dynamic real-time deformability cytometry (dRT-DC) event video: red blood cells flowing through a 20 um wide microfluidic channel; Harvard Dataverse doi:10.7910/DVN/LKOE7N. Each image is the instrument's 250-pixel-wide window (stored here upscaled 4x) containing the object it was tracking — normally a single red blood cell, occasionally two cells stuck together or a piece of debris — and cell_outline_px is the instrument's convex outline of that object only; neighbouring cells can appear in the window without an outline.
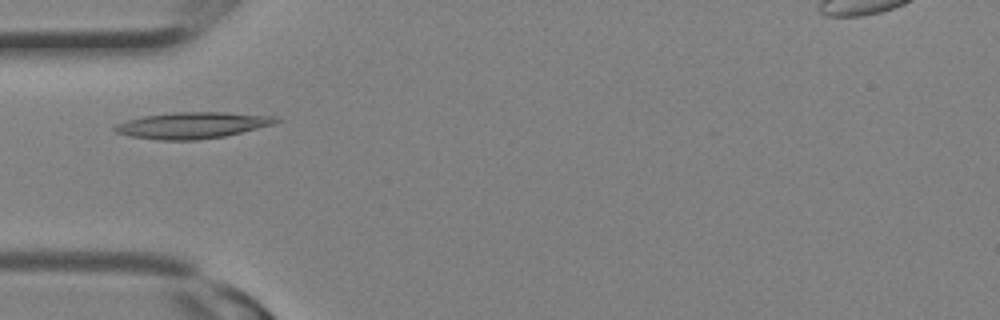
{"species": "Egyptian fruit bat (a non-hibernating species)", "species_latin": "Rousettus aegyptiacus", "temperature_condition": "room temperature", "stored_images_in_passage": 27, "camera_frame_rate_fps": 3000, "um_per_image_px": 0.085, "animal": {"sex": "female"}, "frame": {"image": 1, "passage_image": 7, "time_ms": 2.0, "image_size_px": [1000, 320], "cell_outline_px": [[280, 120], [276, 124], [224, 136], [196, 140], [160, 140], [128, 136], [116, 132], [112, 128], [116, 124], [128, 120], [144, 116], [172, 112], [224, 112], [276, 116]], "centroid_in_image_um": [16.36, 10.65], "position_along_channel_um": 68.6, "area_um2": 24.74}}
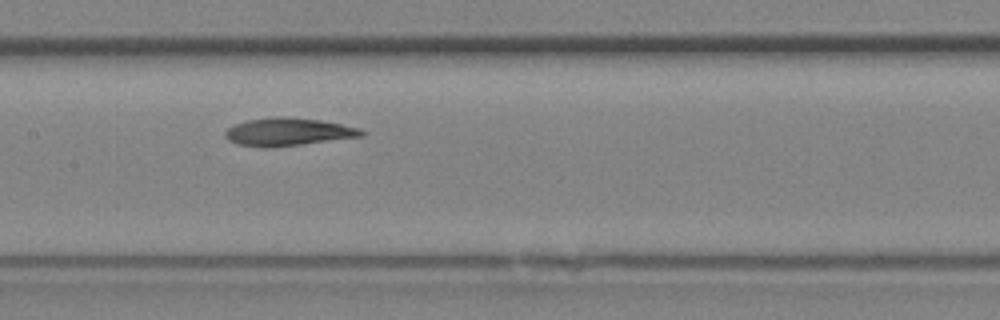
{"frame": {"image": 2, "passage_image": 12, "time_ms": 3.667, "image_size_px": [1000, 320], "cell_outline_px": [[364, 136], [268, 148], [264, 148], [236, 144], [228, 140], [224, 136], [224, 132], [232, 124], [248, 120], [272, 116], [288, 116], [320, 120], [360, 128], [364, 132]], "centroid_in_image_um": [24.42, 11.2], "position_along_channel_um": 183.0, "area_um2": 22.25}}
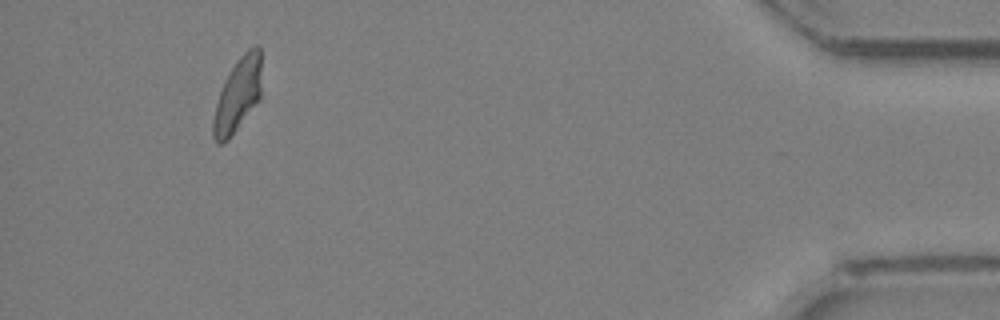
{"frame": {"image": 3, "passage_image": 25, "time_ms": 8.0, "image_size_px": [1000, 320], "cell_outline_px": [[260, 100], [228, 140], [224, 144], [216, 144], [212, 136], [212, 120], [216, 104], [224, 80], [236, 60], [248, 48], [256, 44], [260, 48]], "centroid_in_image_um": [20.19, 8.1], "position_along_channel_um": 415.0, "area_um2": 20.92}}